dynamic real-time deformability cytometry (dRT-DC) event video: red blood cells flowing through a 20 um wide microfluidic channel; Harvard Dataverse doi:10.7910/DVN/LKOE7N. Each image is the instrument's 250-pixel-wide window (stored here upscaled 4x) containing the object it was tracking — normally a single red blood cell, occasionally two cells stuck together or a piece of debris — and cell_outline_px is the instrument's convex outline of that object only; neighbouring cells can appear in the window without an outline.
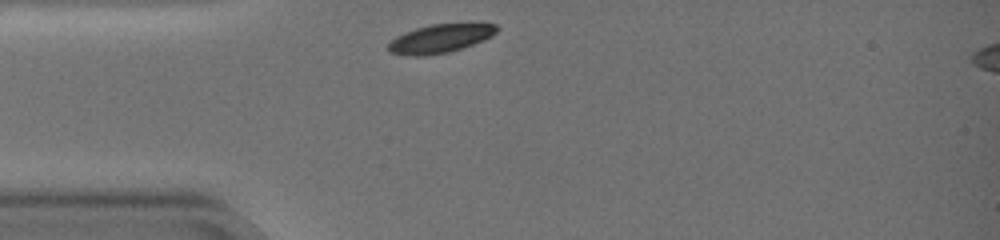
{"species": "common noctule bat (a hibernating species)", "species_latin": "Nyctalus noctula", "temperature_condition": "warm", "stored_images_in_passage": 33, "camera_frame_rate_fps": 3000, "um_per_image_px": 0.085, "animal": {"sex": "female", "body_mass_g": 19.0, "forearm_length_mm": 51.5}, "frame": {"image": 1, "passage_image": 1, "time_ms": 0.0, "image_size_px": [1000, 240], "cell_outline_px": [[500, 28], [492, 36], [484, 40], [448, 52], [420, 56], [412, 56], [388, 52], [388, 44], [396, 36], [404, 32], [428, 24], [496, 24]], "centroid_in_image_um": [37.39, 3.27], "position_along_channel_um": 47.6, "area_um2": 17.86}}
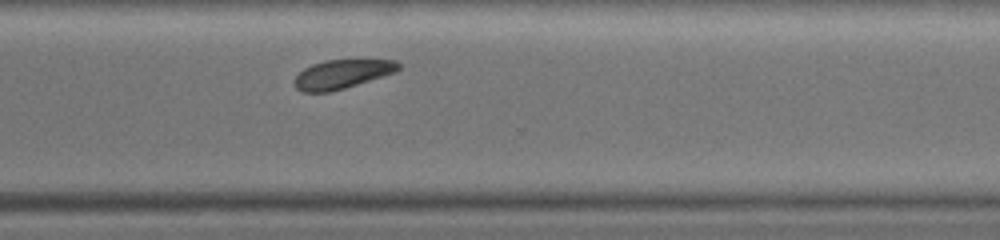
{"frame": {"image": 2, "passage_image": 27, "time_ms": 8.667, "image_size_px": [1000, 240], "cell_outline_px": [[400, 68], [396, 72], [344, 88], [328, 92], [304, 92], [296, 88], [292, 80], [304, 68], [312, 64], [324, 60], [396, 60], [400, 64]], "centroid_in_image_um": [29.05, 6.3], "position_along_channel_um": 341.5, "area_um2": 17.46}}
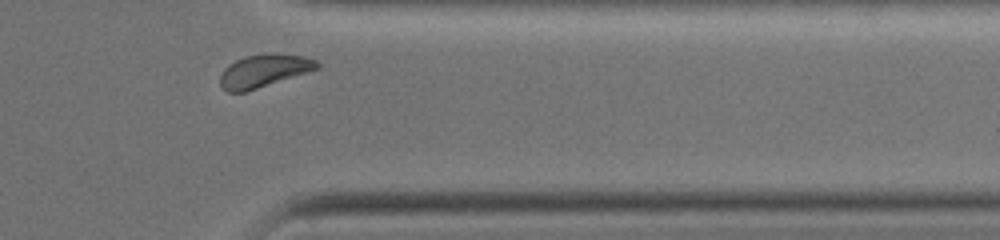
{"frame": {"image": 3, "passage_image": 31, "time_ms": 10.0, "image_size_px": [1000, 240], "cell_outline_px": [[320, 68], [308, 72], [244, 92], [228, 92], [220, 84], [220, 76], [224, 68], [228, 64], [244, 56], [264, 52], [276, 52], [304, 56], [316, 60], [320, 64]], "centroid_in_image_um": [22.44, 5.98], "position_along_channel_um": 389.0, "area_um2": 18.73}, "authors_computed_cell_mechanics": {"area_um2": 19.074, "velocity_mm_per_s": 3.5306, "shape_relaxation_time_tau1_ms": 2.0413, "shape_relaxation_time_tau2_ms": null, "deformation_change_tau1": 0.076, "deformation_change_tau2": null}}